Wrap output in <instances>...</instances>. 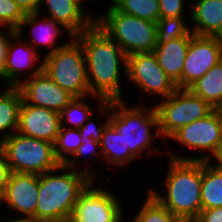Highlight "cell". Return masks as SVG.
<instances>
[{
  "instance_id": "11",
  "label": "cell",
  "mask_w": 222,
  "mask_h": 222,
  "mask_svg": "<svg viewBox=\"0 0 222 222\" xmlns=\"http://www.w3.org/2000/svg\"><path fill=\"white\" fill-rule=\"evenodd\" d=\"M126 79L148 97L154 94L165 99L177 89L176 83L160 67L153 51L127 56Z\"/></svg>"
},
{
  "instance_id": "6",
  "label": "cell",
  "mask_w": 222,
  "mask_h": 222,
  "mask_svg": "<svg viewBox=\"0 0 222 222\" xmlns=\"http://www.w3.org/2000/svg\"><path fill=\"white\" fill-rule=\"evenodd\" d=\"M67 40L65 46L43 54V71L72 96L90 98L83 47L75 37Z\"/></svg>"
},
{
  "instance_id": "17",
  "label": "cell",
  "mask_w": 222,
  "mask_h": 222,
  "mask_svg": "<svg viewBox=\"0 0 222 222\" xmlns=\"http://www.w3.org/2000/svg\"><path fill=\"white\" fill-rule=\"evenodd\" d=\"M43 4H45V8L47 7L45 11L47 10L48 14L44 16L61 24L73 37L88 30L97 19L73 0H40L37 13H40L41 9L44 8L42 7Z\"/></svg>"
},
{
  "instance_id": "43",
  "label": "cell",
  "mask_w": 222,
  "mask_h": 222,
  "mask_svg": "<svg viewBox=\"0 0 222 222\" xmlns=\"http://www.w3.org/2000/svg\"><path fill=\"white\" fill-rule=\"evenodd\" d=\"M185 222H198L196 219L194 220H188V221H185Z\"/></svg>"
},
{
  "instance_id": "29",
  "label": "cell",
  "mask_w": 222,
  "mask_h": 222,
  "mask_svg": "<svg viewBox=\"0 0 222 222\" xmlns=\"http://www.w3.org/2000/svg\"><path fill=\"white\" fill-rule=\"evenodd\" d=\"M185 17L160 18L157 21L156 43H166L175 38L187 36L191 28L185 24Z\"/></svg>"
},
{
  "instance_id": "3",
  "label": "cell",
  "mask_w": 222,
  "mask_h": 222,
  "mask_svg": "<svg viewBox=\"0 0 222 222\" xmlns=\"http://www.w3.org/2000/svg\"><path fill=\"white\" fill-rule=\"evenodd\" d=\"M165 179V194L148 189L161 205L184 222L196 219L202 209V161L174 160L169 158Z\"/></svg>"
},
{
  "instance_id": "38",
  "label": "cell",
  "mask_w": 222,
  "mask_h": 222,
  "mask_svg": "<svg viewBox=\"0 0 222 222\" xmlns=\"http://www.w3.org/2000/svg\"><path fill=\"white\" fill-rule=\"evenodd\" d=\"M8 222H43V221H40V220H37L35 218H26V217H17L15 218H11L8 220Z\"/></svg>"
},
{
  "instance_id": "32",
  "label": "cell",
  "mask_w": 222,
  "mask_h": 222,
  "mask_svg": "<svg viewBox=\"0 0 222 222\" xmlns=\"http://www.w3.org/2000/svg\"><path fill=\"white\" fill-rule=\"evenodd\" d=\"M82 144L78 147L75 154L72 156L73 158H70L64 165L68 168H72L74 170H78L77 168L81 167V160L79 161V158L86 157L87 154H93L103 159L101 154V148H100V142L94 141L92 138H81ZM79 163V164H78Z\"/></svg>"
},
{
  "instance_id": "30",
  "label": "cell",
  "mask_w": 222,
  "mask_h": 222,
  "mask_svg": "<svg viewBox=\"0 0 222 222\" xmlns=\"http://www.w3.org/2000/svg\"><path fill=\"white\" fill-rule=\"evenodd\" d=\"M25 13L15 0H0V24L5 28L17 31Z\"/></svg>"
},
{
  "instance_id": "2",
  "label": "cell",
  "mask_w": 222,
  "mask_h": 222,
  "mask_svg": "<svg viewBox=\"0 0 222 222\" xmlns=\"http://www.w3.org/2000/svg\"><path fill=\"white\" fill-rule=\"evenodd\" d=\"M95 178L93 170L84 167L74 170L64 164L40 174L36 219L43 222H68L80 193Z\"/></svg>"
},
{
  "instance_id": "20",
  "label": "cell",
  "mask_w": 222,
  "mask_h": 222,
  "mask_svg": "<svg viewBox=\"0 0 222 222\" xmlns=\"http://www.w3.org/2000/svg\"><path fill=\"white\" fill-rule=\"evenodd\" d=\"M191 31L198 36L220 37L222 35V0H191ZM196 24V25H195Z\"/></svg>"
},
{
  "instance_id": "39",
  "label": "cell",
  "mask_w": 222,
  "mask_h": 222,
  "mask_svg": "<svg viewBox=\"0 0 222 222\" xmlns=\"http://www.w3.org/2000/svg\"><path fill=\"white\" fill-rule=\"evenodd\" d=\"M213 160L214 162L217 160L218 163L215 162V164H217L222 169V149L220 150L218 156Z\"/></svg>"
},
{
  "instance_id": "1",
  "label": "cell",
  "mask_w": 222,
  "mask_h": 222,
  "mask_svg": "<svg viewBox=\"0 0 222 222\" xmlns=\"http://www.w3.org/2000/svg\"><path fill=\"white\" fill-rule=\"evenodd\" d=\"M75 38L83 47L89 89L97 105L123 100L120 74L127 77V55L121 47L95 23Z\"/></svg>"
},
{
  "instance_id": "9",
  "label": "cell",
  "mask_w": 222,
  "mask_h": 222,
  "mask_svg": "<svg viewBox=\"0 0 222 222\" xmlns=\"http://www.w3.org/2000/svg\"><path fill=\"white\" fill-rule=\"evenodd\" d=\"M169 139L184 145L186 149L207 153L205 155L201 153L199 157L187 158L176 156L177 154L171 153L169 149L166 153L170 159L212 161L211 158L215 159L222 149V119L218 111L214 109L206 117L181 127Z\"/></svg>"
},
{
  "instance_id": "34",
  "label": "cell",
  "mask_w": 222,
  "mask_h": 222,
  "mask_svg": "<svg viewBox=\"0 0 222 222\" xmlns=\"http://www.w3.org/2000/svg\"><path fill=\"white\" fill-rule=\"evenodd\" d=\"M5 31L0 30V79L1 80H3V68L6 60L9 41L10 38L16 33L15 30H12L10 28H6Z\"/></svg>"
},
{
  "instance_id": "19",
  "label": "cell",
  "mask_w": 222,
  "mask_h": 222,
  "mask_svg": "<svg viewBox=\"0 0 222 222\" xmlns=\"http://www.w3.org/2000/svg\"><path fill=\"white\" fill-rule=\"evenodd\" d=\"M194 35L191 31L185 37L175 38L166 43H156L153 51L160 67L176 83L177 88H182L184 61Z\"/></svg>"
},
{
  "instance_id": "15",
  "label": "cell",
  "mask_w": 222,
  "mask_h": 222,
  "mask_svg": "<svg viewBox=\"0 0 222 222\" xmlns=\"http://www.w3.org/2000/svg\"><path fill=\"white\" fill-rule=\"evenodd\" d=\"M22 40L17 32L10 38L3 68L5 86L18 87L23 81L20 76L23 75L25 69L30 71L29 78L43 70V58L40 59L39 52L28 42H22ZM16 41L20 43L17 44ZM37 62L40 63L39 66L36 65Z\"/></svg>"
},
{
  "instance_id": "33",
  "label": "cell",
  "mask_w": 222,
  "mask_h": 222,
  "mask_svg": "<svg viewBox=\"0 0 222 222\" xmlns=\"http://www.w3.org/2000/svg\"><path fill=\"white\" fill-rule=\"evenodd\" d=\"M186 0H159L161 18L184 17Z\"/></svg>"
},
{
  "instance_id": "5",
  "label": "cell",
  "mask_w": 222,
  "mask_h": 222,
  "mask_svg": "<svg viewBox=\"0 0 222 222\" xmlns=\"http://www.w3.org/2000/svg\"><path fill=\"white\" fill-rule=\"evenodd\" d=\"M98 16L95 24L117 43L127 56L154 51L157 23L122 13L112 4L104 14Z\"/></svg>"
},
{
  "instance_id": "35",
  "label": "cell",
  "mask_w": 222,
  "mask_h": 222,
  "mask_svg": "<svg viewBox=\"0 0 222 222\" xmlns=\"http://www.w3.org/2000/svg\"><path fill=\"white\" fill-rule=\"evenodd\" d=\"M198 222H222V206L210 209H201Z\"/></svg>"
},
{
  "instance_id": "37",
  "label": "cell",
  "mask_w": 222,
  "mask_h": 222,
  "mask_svg": "<svg viewBox=\"0 0 222 222\" xmlns=\"http://www.w3.org/2000/svg\"><path fill=\"white\" fill-rule=\"evenodd\" d=\"M25 14L37 13L40 0H15Z\"/></svg>"
},
{
  "instance_id": "27",
  "label": "cell",
  "mask_w": 222,
  "mask_h": 222,
  "mask_svg": "<svg viewBox=\"0 0 222 222\" xmlns=\"http://www.w3.org/2000/svg\"><path fill=\"white\" fill-rule=\"evenodd\" d=\"M141 206L138 213L133 216V222H184L161 205L149 192Z\"/></svg>"
},
{
  "instance_id": "41",
  "label": "cell",
  "mask_w": 222,
  "mask_h": 222,
  "mask_svg": "<svg viewBox=\"0 0 222 222\" xmlns=\"http://www.w3.org/2000/svg\"><path fill=\"white\" fill-rule=\"evenodd\" d=\"M216 110L218 111V113L222 119V103L216 108Z\"/></svg>"
},
{
  "instance_id": "13",
  "label": "cell",
  "mask_w": 222,
  "mask_h": 222,
  "mask_svg": "<svg viewBox=\"0 0 222 222\" xmlns=\"http://www.w3.org/2000/svg\"><path fill=\"white\" fill-rule=\"evenodd\" d=\"M18 88L25 103L58 113L75 98L57 85L43 70L31 78H24Z\"/></svg>"
},
{
  "instance_id": "18",
  "label": "cell",
  "mask_w": 222,
  "mask_h": 222,
  "mask_svg": "<svg viewBox=\"0 0 222 222\" xmlns=\"http://www.w3.org/2000/svg\"><path fill=\"white\" fill-rule=\"evenodd\" d=\"M40 14L41 13L26 14L16 32L21 37H24V27H32L30 28L31 31H29L31 35L29 36L30 38L28 37V43L37 51L39 47L43 45L47 46V49H49V51L45 53V55H47L65 46L69 42L67 41L63 44L61 43L60 45H55L59 36L65 34L66 31L69 38H73V36L68 32L67 29H65L61 24L57 23L54 19L46 16L41 17Z\"/></svg>"
},
{
  "instance_id": "42",
  "label": "cell",
  "mask_w": 222,
  "mask_h": 222,
  "mask_svg": "<svg viewBox=\"0 0 222 222\" xmlns=\"http://www.w3.org/2000/svg\"><path fill=\"white\" fill-rule=\"evenodd\" d=\"M3 203V192L0 190V207Z\"/></svg>"
},
{
  "instance_id": "16",
  "label": "cell",
  "mask_w": 222,
  "mask_h": 222,
  "mask_svg": "<svg viewBox=\"0 0 222 222\" xmlns=\"http://www.w3.org/2000/svg\"><path fill=\"white\" fill-rule=\"evenodd\" d=\"M60 127L58 112L22 101L17 130L19 134L54 144Z\"/></svg>"
},
{
  "instance_id": "24",
  "label": "cell",
  "mask_w": 222,
  "mask_h": 222,
  "mask_svg": "<svg viewBox=\"0 0 222 222\" xmlns=\"http://www.w3.org/2000/svg\"><path fill=\"white\" fill-rule=\"evenodd\" d=\"M188 89L216 109L222 103V60Z\"/></svg>"
},
{
  "instance_id": "23",
  "label": "cell",
  "mask_w": 222,
  "mask_h": 222,
  "mask_svg": "<svg viewBox=\"0 0 222 222\" xmlns=\"http://www.w3.org/2000/svg\"><path fill=\"white\" fill-rule=\"evenodd\" d=\"M210 161H202V209L222 206V169Z\"/></svg>"
},
{
  "instance_id": "21",
  "label": "cell",
  "mask_w": 222,
  "mask_h": 222,
  "mask_svg": "<svg viewBox=\"0 0 222 222\" xmlns=\"http://www.w3.org/2000/svg\"><path fill=\"white\" fill-rule=\"evenodd\" d=\"M22 101L18 87L5 86L0 94V142L17 132Z\"/></svg>"
},
{
  "instance_id": "14",
  "label": "cell",
  "mask_w": 222,
  "mask_h": 222,
  "mask_svg": "<svg viewBox=\"0 0 222 222\" xmlns=\"http://www.w3.org/2000/svg\"><path fill=\"white\" fill-rule=\"evenodd\" d=\"M38 189L39 174L11 172L3 191V205L18 212L19 217L36 219Z\"/></svg>"
},
{
  "instance_id": "40",
  "label": "cell",
  "mask_w": 222,
  "mask_h": 222,
  "mask_svg": "<svg viewBox=\"0 0 222 222\" xmlns=\"http://www.w3.org/2000/svg\"><path fill=\"white\" fill-rule=\"evenodd\" d=\"M73 1H75L83 10L85 9L83 7L82 3H83V1H86V0H73ZM88 2H89V0H88Z\"/></svg>"
},
{
  "instance_id": "7",
  "label": "cell",
  "mask_w": 222,
  "mask_h": 222,
  "mask_svg": "<svg viewBox=\"0 0 222 222\" xmlns=\"http://www.w3.org/2000/svg\"><path fill=\"white\" fill-rule=\"evenodd\" d=\"M11 172L43 174L58 168L61 163L54 144L15 132L0 142Z\"/></svg>"
},
{
  "instance_id": "31",
  "label": "cell",
  "mask_w": 222,
  "mask_h": 222,
  "mask_svg": "<svg viewBox=\"0 0 222 222\" xmlns=\"http://www.w3.org/2000/svg\"><path fill=\"white\" fill-rule=\"evenodd\" d=\"M98 108V113L106 115L105 121L97 125V123H94L95 121H93L90 117L87 122L79 128V133L82 138H92L94 141L100 142L103 130L105 126L109 123L110 101L104 102Z\"/></svg>"
},
{
  "instance_id": "8",
  "label": "cell",
  "mask_w": 222,
  "mask_h": 222,
  "mask_svg": "<svg viewBox=\"0 0 222 222\" xmlns=\"http://www.w3.org/2000/svg\"><path fill=\"white\" fill-rule=\"evenodd\" d=\"M154 103L161 140H168L181 127L206 117L214 110L188 88H177L169 97Z\"/></svg>"
},
{
  "instance_id": "36",
  "label": "cell",
  "mask_w": 222,
  "mask_h": 222,
  "mask_svg": "<svg viewBox=\"0 0 222 222\" xmlns=\"http://www.w3.org/2000/svg\"><path fill=\"white\" fill-rule=\"evenodd\" d=\"M11 170L7 164L5 154L0 147V190L3 192L10 176Z\"/></svg>"
},
{
  "instance_id": "4",
  "label": "cell",
  "mask_w": 222,
  "mask_h": 222,
  "mask_svg": "<svg viewBox=\"0 0 222 222\" xmlns=\"http://www.w3.org/2000/svg\"><path fill=\"white\" fill-rule=\"evenodd\" d=\"M126 105L125 100L110 101L109 122L125 141V152H130L135 158H141L143 151L148 155L156 152L152 149L155 138H161L159 133L158 114L153 106L131 104ZM153 107V108H152ZM155 129V134L151 131ZM153 133V134H152ZM151 153V154H150Z\"/></svg>"
},
{
  "instance_id": "26",
  "label": "cell",
  "mask_w": 222,
  "mask_h": 222,
  "mask_svg": "<svg viewBox=\"0 0 222 222\" xmlns=\"http://www.w3.org/2000/svg\"><path fill=\"white\" fill-rule=\"evenodd\" d=\"M85 97H75L67 106L59 112L61 127L67 128L73 125V129H79L87 120L92 117L95 110H92ZM84 101V102H83ZM66 123V124H65Z\"/></svg>"
},
{
  "instance_id": "25",
  "label": "cell",
  "mask_w": 222,
  "mask_h": 222,
  "mask_svg": "<svg viewBox=\"0 0 222 222\" xmlns=\"http://www.w3.org/2000/svg\"><path fill=\"white\" fill-rule=\"evenodd\" d=\"M118 11L155 22L161 18L159 0H111Z\"/></svg>"
},
{
  "instance_id": "12",
  "label": "cell",
  "mask_w": 222,
  "mask_h": 222,
  "mask_svg": "<svg viewBox=\"0 0 222 222\" xmlns=\"http://www.w3.org/2000/svg\"><path fill=\"white\" fill-rule=\"evenodd\" d=\"M222 60L220 37L194 35L189 43L182 71V88H189Z\"/></svg>"
},
{
  "instance_id": "10",
  "label": "cell",
  "mask_w": 222,
  "mask_h": 222,
  "mask_svg": "<svg viewBox=\"0 0 222 222\" xmlns=\"http://www.w3.org/2000/svg\"><path fill=\"white\" fill-rule=\"evenodd\" d=\"M95 181L80 193L68 222H123L124 212L117 195L107 192L102 183L95 188Z\"/></svg>"
},
{
  "instance_id": "22",
  "label": "cell",
  "mask_w": 222,
  "mask_h": 222,
  "mask_svg": "<svg viewBox=\"0 0 222 222\" xmlns=\"http://www.w3.org/2000/svg\"><path fill=\"white\" fill-rule=\"evenodd\" d=\"M100 148L103 160L108 161V166L128 167L130 162L136 159L130 152H125L124 138L110 122L103 130Z\"/></svg>"
},
{
  "instance_id": "28",
  "label": "cell",
  "mask_w": 222,
  "mask_h": 222,
  "mask_svg": "<svg viewBox=\"0 0 222 222\" xmlns=\"http://www.w3.org/2000/svg\"><path fill=\"white\" fill-rule=\"evenodd\" d=\"M79 129L60 127L54 142V152L57 160L65 164L75 154L82 144Z\"/></svg>"
}]
</instances>
